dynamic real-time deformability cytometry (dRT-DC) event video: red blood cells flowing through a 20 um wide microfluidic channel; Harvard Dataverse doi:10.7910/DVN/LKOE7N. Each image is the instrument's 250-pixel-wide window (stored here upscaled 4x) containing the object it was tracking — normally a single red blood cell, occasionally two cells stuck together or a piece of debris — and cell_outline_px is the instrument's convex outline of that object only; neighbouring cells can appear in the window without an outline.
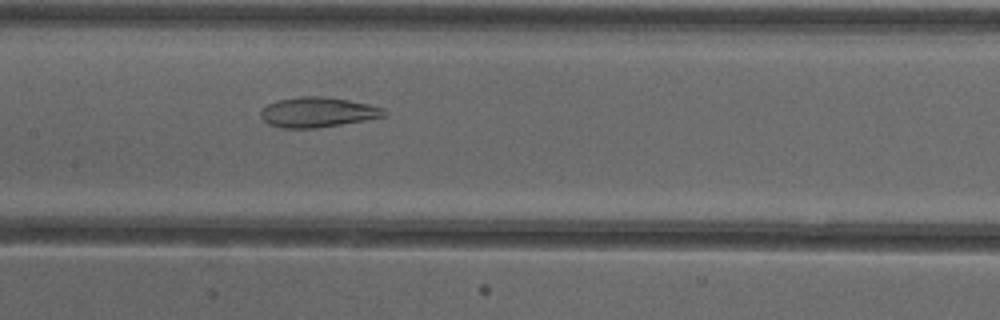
{"species": "common noctule bat (a hibernating species)", "species_latin": "Nyctalus noctula", "temperature_condition": "cold", "stored_images_in_passage": 53, "camera_frame_rate_fps": 3000, "um_per_image_px": 0.085, "animal": {"sex": "female"}, "frame": {"image": 1, "passage_image": 26, "time_ms": 8.333, "image_size_px": [1000, 320], "cell_outline_px": [[388, 116], [316, 128], [280, 128], [268, 124], [260, 116], [260, 112], [268, 104], [276, 100], [300, 96], [320, 96], [348, 100], [368, 104], [384, 108], [388, 112]], "centroid_in_image_um": [27.01, 9.54], "position_along_channel_um": 180.4, "area_um2": 21.62}}
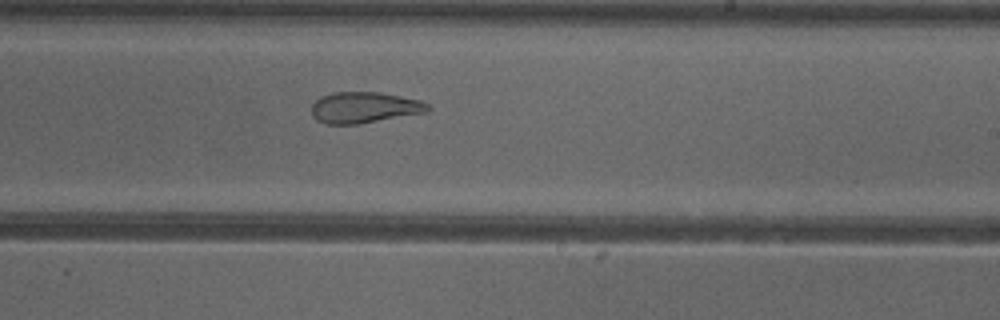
{"frame": {"image": 2, "passage_image": 32, "time_ms": 10.333, "image_size_px": [1000, 320], "cell_outline_px": [[432, 108], [428, 112], [356, 124], [324, 124], [316, 120], [312, 116], [312, 104], [320, 96], [332, 92], [380, 92], [420, 100], [428, 104]], "centroid_in_image_um": [30.95, 9.13], "position_along_channel_um": 258.0, "area_um2": 21.15}}
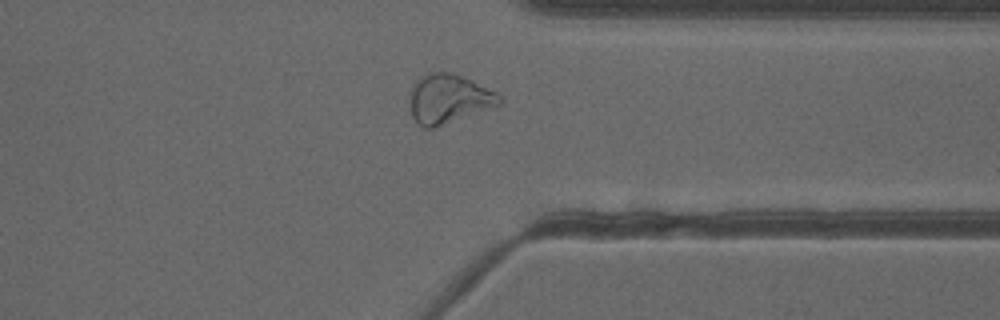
{"frame": {"image": 3, "passage_image": 41, "time_ms": 13.333, "image_size_px": [1000, 320], "cell_outline_px": [[504, 100], [500, 104], [432, 128], [424, 128], [412, 116], [408, 104], [412, 88], [424, 76], [432, 72], [452, 72], [472, 80], [496, 92]], "centroid_in_image_um": [38.13, 8.39], "position_along_channel_um": 373.3, "area_um2": 25.09}, "authors_computed_cell_mechanics": {"area_um2": 28.6688, "velocity_mm_per_s": 3.9071, "shape_relaxation_time_tau1_ms": null, "shape_relaxation_time_tau2_ms": 2.1623, "deformation_change_tau1": null, "deformation_change_tau2": 0.1028}}